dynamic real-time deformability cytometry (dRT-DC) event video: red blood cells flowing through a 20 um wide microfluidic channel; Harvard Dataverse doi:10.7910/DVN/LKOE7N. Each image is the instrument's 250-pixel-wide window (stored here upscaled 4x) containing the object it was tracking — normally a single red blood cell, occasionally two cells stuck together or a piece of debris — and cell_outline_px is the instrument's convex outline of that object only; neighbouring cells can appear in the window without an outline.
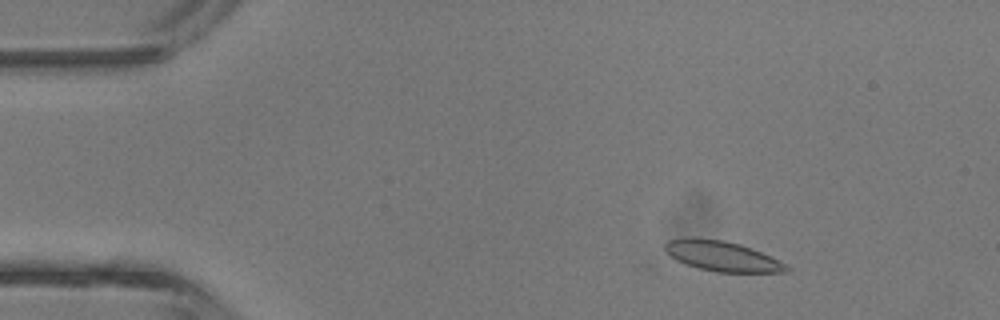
{"species": "common noctule bat (a hibernating species)", "species_latin": "Nyctalus noctula", "temperature_condition": "room temperature", "stored_images_in_passage": 4, "camera_frame_rate_fps": 3000, "um_per_image_px": 0.085, "animal": {"sex": "male", "body_mass_g": 13.3}, "frame": {"image": 1, "passage_image": 2, "time_ms": 1.333, "image_size_px": [1000, 320], "cell_outline_px": [[792, 268], [788, 272], [716, 272], [700, 268], [676, 260], [664, 248], [664, 244], [668, 240], [684, 236], [692, 236], [724, 240], [740, 244], [752, 248]], "centroid_in_image_um": [61.33, 21.74], "position_along_channel_um": 23.7, "area_um2": 21.27}}
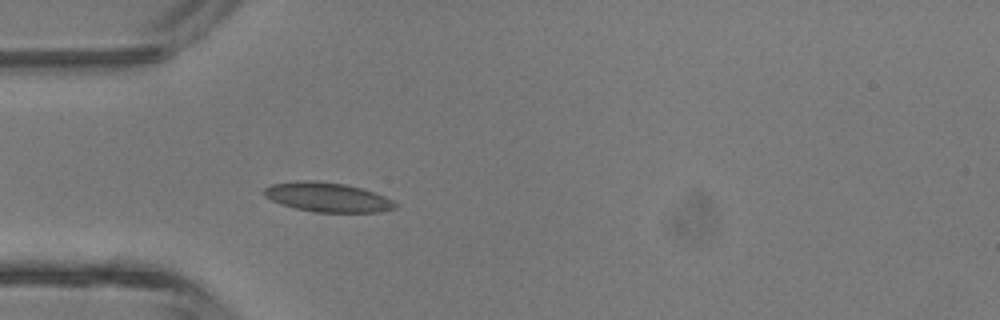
{"frame": {"image": 2, "passage_image": 4, "time_ms": 3.667, "image_size_px": [1000, 320], "cell_outline_px": [[396, 208], [380, 212], [312, 212], [280, 204], [264, 196], [260, 192], [264, 188], [272, 184], [296, 180], [316, 180], [344, 184], [360, 188], [384, 196], [392, 200], [396, 204]], "centroid_in_image_um": [27.77, 16.76], "position_along_channel_um": 57.2, "area_um2": 22.54}}